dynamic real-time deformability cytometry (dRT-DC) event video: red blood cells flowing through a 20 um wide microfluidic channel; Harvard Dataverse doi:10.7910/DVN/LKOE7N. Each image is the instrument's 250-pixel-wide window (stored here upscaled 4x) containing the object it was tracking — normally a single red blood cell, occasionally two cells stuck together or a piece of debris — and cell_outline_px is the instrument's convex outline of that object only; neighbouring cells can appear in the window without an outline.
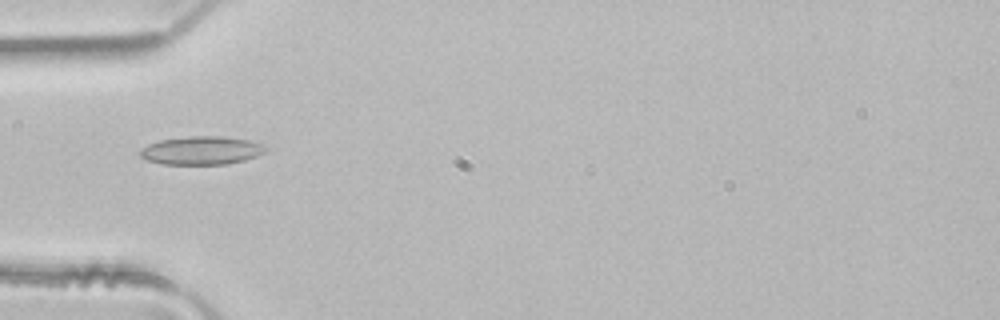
{"species": "common noctule bat (a hibernating species)", "species_latin": "Nyctalus noctula", "temperature_condition": "room temperature", "stored_images_in_passage": 3, "camera_frame_rate_fps": 3000, "um_per_image_px": 0.085, "animal": {"sex": "male", "body_mass_g": 21.5, "forearm_length_mm": 52.0}, "frame": {"image": 1, "passage_image": 3, "time_ms": 0.667, "image_size_px": [1000, 320], "cell_outline_px": [[268, 148], [264, 152], [256, 156], [244, 160], [228, 164], [164, 164], [148, 160], [140, 156], [140, 148], [148, 144], [160, 140], [188, 136], [220, 136], [248, 140], [264, 144]], "centroid_in_image_um": [17.13, 12.78], "position_along_channel_um": 67.9, "area_um2": 20.69}}